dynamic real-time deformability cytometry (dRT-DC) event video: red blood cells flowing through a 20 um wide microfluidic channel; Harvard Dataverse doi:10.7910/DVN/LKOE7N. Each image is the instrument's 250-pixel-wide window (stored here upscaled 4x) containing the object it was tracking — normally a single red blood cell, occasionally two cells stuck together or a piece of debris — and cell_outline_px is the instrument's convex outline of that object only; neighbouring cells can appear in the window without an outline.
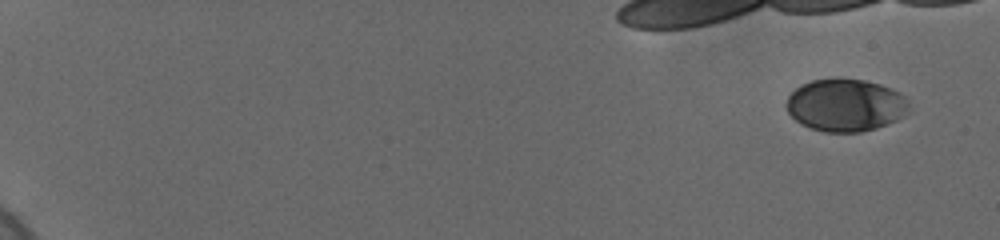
{"species": "human", "species_latin": "Homo sapiens", "temperature_condition": "cold", "stored_images_in_passage": 49, "camera_frame_rate_fps": 3000, "um_per_image_px": 0.085, "donor": {"sex": "female"}, "frame": {"image": 1, "passage_image": 1, "time_ms": 0.0, "image_size_px": [1000, 240], "cell_outline_px": [[908, 112], [896, 120], [876, 128], [860, 132], [824, 132], [800, 124], [788, 112], [784, 104], [788, 96], [800, 84], [812, 80], [864, 80], [880, 84], [900, 92], [904, 96], [908, 104]], "centroid_in_image_um": [71.84, 8.95], "position_along_channel_um": 13.2, "area_um2": 37.22}}